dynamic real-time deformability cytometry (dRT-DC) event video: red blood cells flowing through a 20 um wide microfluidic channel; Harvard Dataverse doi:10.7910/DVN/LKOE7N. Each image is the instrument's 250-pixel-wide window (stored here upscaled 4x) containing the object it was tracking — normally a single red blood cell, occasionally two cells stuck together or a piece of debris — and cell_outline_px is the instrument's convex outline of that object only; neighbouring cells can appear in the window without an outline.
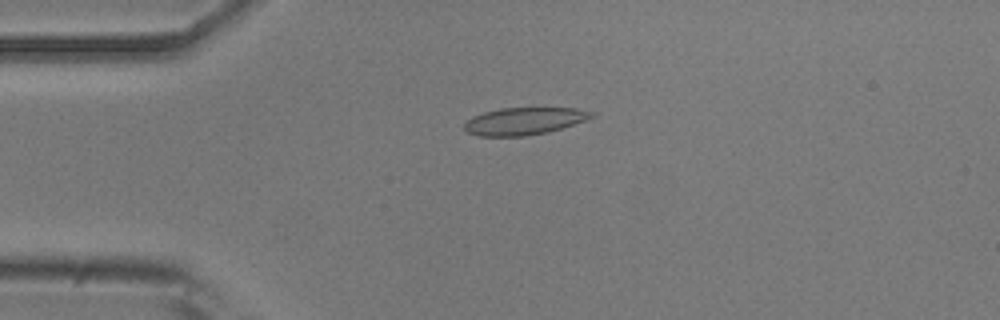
{"species": "common noctule bat (a hibernating species)", "species_latin": "Nyctalus noctula", "temperature_condition": "room temperature", "stored_images_in_passage": 45, "camera_frame_rate_fps": 3000, "um_per_image_px": 0.085, "animal": {"sex": "male", "body_mass_g": 20.5, "forearm_length_mm": 52.5}, "frame": {"image": 1, "passage_image": 4, "time_ms": 1.0, "image_size_px": [1000, 320], "cell_outline_px": [[596, 116], [548, 132], [524, 136], [480, 136], [468, 132], [464, 128], [464, 124], [472, 116], [484, 112], [500, 108], [576, 108], [596, 112]], "centroid_in_image_um": [44.56, 10.28], "position_along_channel_um": 40.4, "area_um2": 20.11}}
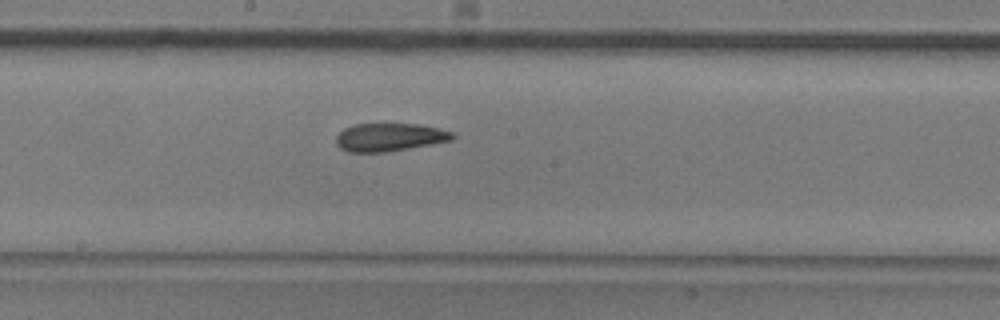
{"frame": {"image": 2, "passage_image": 20, "time_ms": 6.333, "image_size_px": [1000, 320], "cell_outline_px": [[456, 136], [452, 140], [432, 144], [388, 152], [348, 152], [340, 148], [336, 144], [336, 136], [344, 128], [352, 124], [416, 124], [440, 128], [452, 132]], "centroid_in_image_um": [33.1, 11.66], "position_along_channel_um": 215.1, "area_um2": 19.13}}
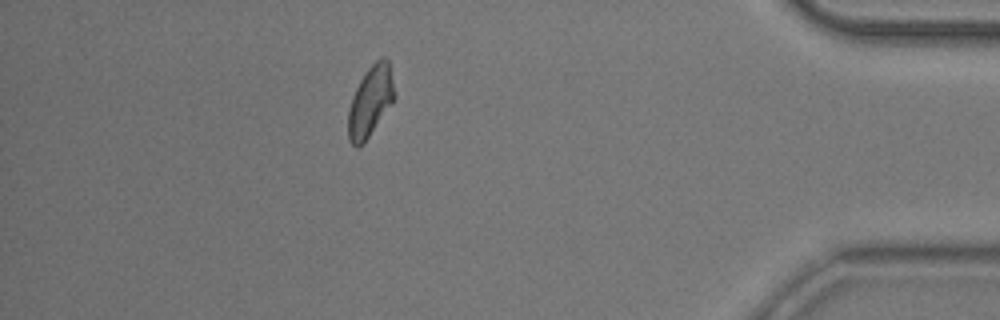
{"frame": {"image": 3, "passage_image": 39, "time_ms": 12.667, "image_size_px": [1000, 320], "cell_outline_px": [[392, 100], [364, 144], [360, 148], [356, 148], [348, 140], [348, 108], [352, 96], [360, 80], [368, 68], [380, 56], [384, 56], [388, 60], [392, 80]], "centroid_in_image_um": [31.41, 8.64], "position_along_channel_um": 403.8, "area_um2": 18.5}, "authors_computed_cell_mechanics": {"area_um2": 19.4208, "velocity_mm_per_s": 3.7066, "shape_relaxation_time_tau1_ms": null, "shape_relaxation_time_tau2_ms": 2.9155, "deformation_change_tau1": null, "deformation_change_tau2": 0.0957}}